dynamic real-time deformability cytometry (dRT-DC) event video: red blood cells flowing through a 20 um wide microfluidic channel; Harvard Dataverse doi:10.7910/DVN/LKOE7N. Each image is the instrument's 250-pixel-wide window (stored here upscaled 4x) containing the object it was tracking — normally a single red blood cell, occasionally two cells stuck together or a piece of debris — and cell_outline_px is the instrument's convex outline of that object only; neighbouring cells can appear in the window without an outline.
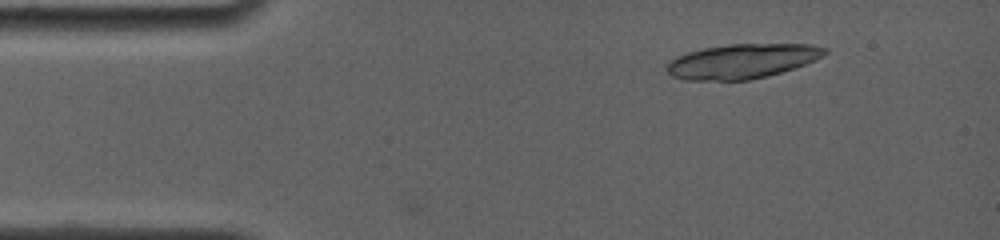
{"species": "common noctule bat (a hibernating species)", "species_latin": "Nyctalus noctula", "temperature_condition": "room temperature", "stored_images_in_passage": 7, "camera_frame_rate_fps": 4000, "um_per_image_px": 0.085, "animal": {"sex": "female", "body_mass_g": 19.0, "forearm_length_mm": 56.7}, "frame": {"image": 1, "passage_image": 5, "time_ms": 1.5, "image_size_px": [1000, 240], "cell_outline_px": [[828, 52], [824, 56], [816, 60], [768, 76], [748, 80], [684, 80], [672, 76], [664, 68], [668, 60], [676, 56], [688, 52], [704, 48], [728, 44], [812, 44], [828, 48]], "centroid_in_image_um": [63.06, 5.19], "position_along_channel_um": 21.9, "area_um2": 32.02}}